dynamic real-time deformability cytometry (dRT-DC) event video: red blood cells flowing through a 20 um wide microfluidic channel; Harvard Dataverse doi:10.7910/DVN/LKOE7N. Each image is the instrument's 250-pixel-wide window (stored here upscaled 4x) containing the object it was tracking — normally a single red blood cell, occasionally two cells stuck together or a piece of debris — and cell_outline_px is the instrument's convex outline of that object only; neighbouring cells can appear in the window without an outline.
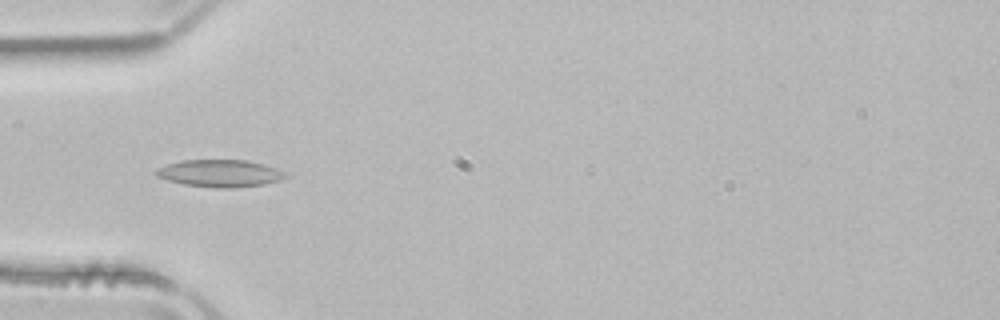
{"species": "common noctule bat (a hibernating species)", "species_latin": "Nyctalus noctula", "temperature_condition": "room temperature", "stored_images_in_passage": 43, "camera_frame_rate_fps": 3000, "um_per_image_px": 0.085, "animal": {"sex": "male", "body_mass_g": 21.5, "forearm_length_mm": 52.0}, "frame": {"image": 1, "passage_image": 14, "time_ms": 4.333, "image_size_px": [1000, 320], "cell_outline_px": [[288, 176], [280, 180], [264, 184], [232, 188], [216, 188], [184, 184], [168, 180], [156, 176], [152, 172], [156, 168], [168, 164], [184, 160], [244, 160], [264, 164], [288, 172]], "centroid_in_image_um": [18.7, 14.73], "position_along_channel_um": 66.3, "area_um2": 20.63}}
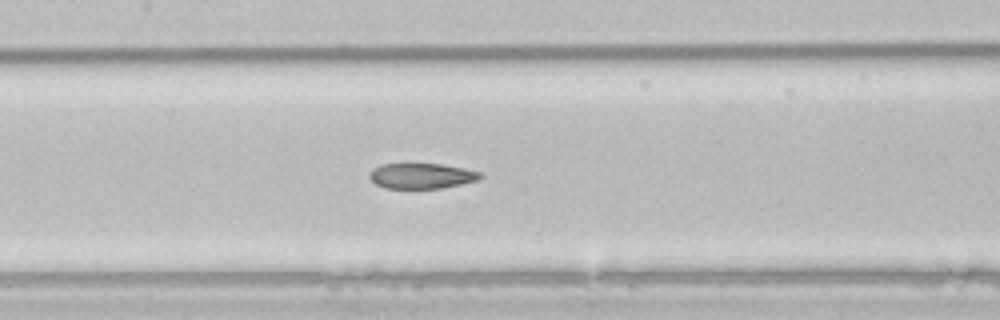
{"frame": {"image": 2, "passage_image": 22, "time_ms": 7.0, "image_size_px": [1000, 320], "cell_outline_px": [[484, 176], [476, 180], [460, 184], [440, 188], [384, 188], [376, 184], [368, 176], [368, 172], [372, 168], [380, 164], [440, 164], [464, 168], [480, 172]], "centroid_in_image_um": [35.79, 14.94], "position_along_channel_um": 171.6, "area_um2": 16.36}}
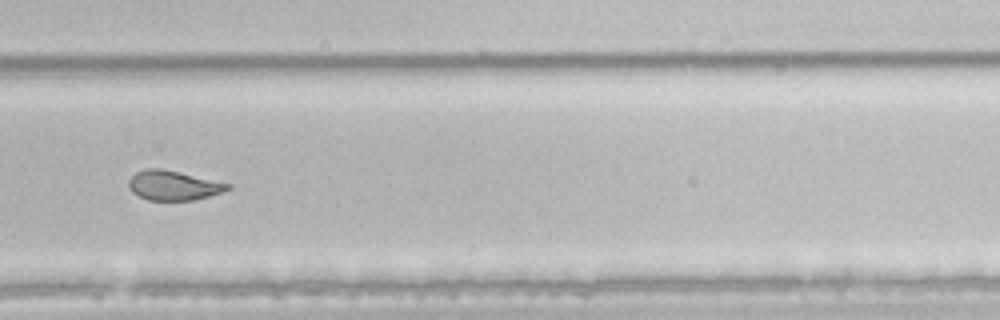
{"frame": {"image": 3, "passage_image": 33, "time_ms": 10.667, "image_size_px": [1000, 320], "cell_outline_px": [[232, 188], [224, 192], [196, 200], [148, 200], [132, 192], [128, 188], [128, 180], [136, 172], [148, 168], [160, 168], [232, 184]], "centroid_in_image_um": [14.76, 15.77], "position_along_channel_um": 315.0, "area_um2": 17.11}, "authors_computed_cell_mechanics": {"area_um2": 18.785, "velocity_mm_per_s": 3.932, "shape_relaxation_time_tau1_ms": null, "shape_relaxation_time_tau2_ms": 2.1934, "deformation_change_tau1": null, "deformation_change_tau2": 0.0793}}